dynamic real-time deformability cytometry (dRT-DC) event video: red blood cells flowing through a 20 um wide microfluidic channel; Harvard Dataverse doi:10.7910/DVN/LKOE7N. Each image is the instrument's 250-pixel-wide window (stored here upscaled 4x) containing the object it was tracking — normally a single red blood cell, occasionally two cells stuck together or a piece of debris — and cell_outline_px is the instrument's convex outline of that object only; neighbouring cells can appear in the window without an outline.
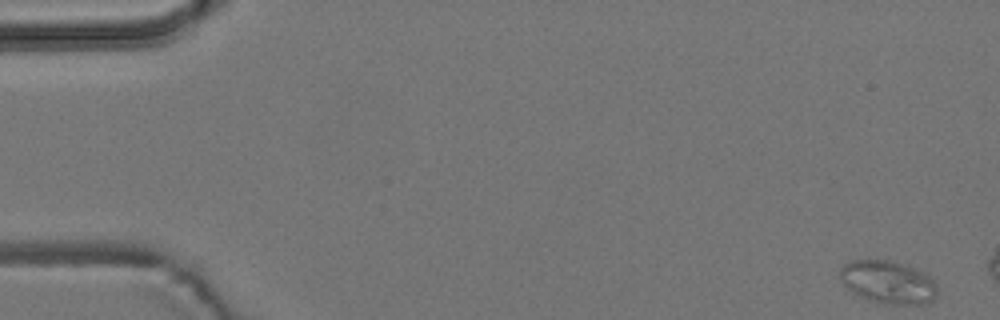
{"species": "common noctule bat (a hibernating species)", "species_latin": "Nyctalus noctula", "temperature_condition": "room temperature", "stored_images_in_passage": 8, "camera_frame_rate_fps": 3000, "um_per_image_px": 0.085, "animal": {"sex": "male", "body_mass_g": 19.2, "forearm_length_mm": 51.8}, "frame": {"image": 1, "passage_image": 1, "time_ms": 0.0, "image_size_px": [1000, 320], "cell_outline_px": [[936, 296], [932, 300], [924, 304], [888, 304], [868, 300], [852, 292], [840, 280], [840, 268], [844, 264], [852, 260], [888, 260], [912, 268], [928, 276], [936, 284]], "centroid_in_image_um": [75.44, 23.99], "position_along_channel_um": 9.6, "area_um2": 23.93}}